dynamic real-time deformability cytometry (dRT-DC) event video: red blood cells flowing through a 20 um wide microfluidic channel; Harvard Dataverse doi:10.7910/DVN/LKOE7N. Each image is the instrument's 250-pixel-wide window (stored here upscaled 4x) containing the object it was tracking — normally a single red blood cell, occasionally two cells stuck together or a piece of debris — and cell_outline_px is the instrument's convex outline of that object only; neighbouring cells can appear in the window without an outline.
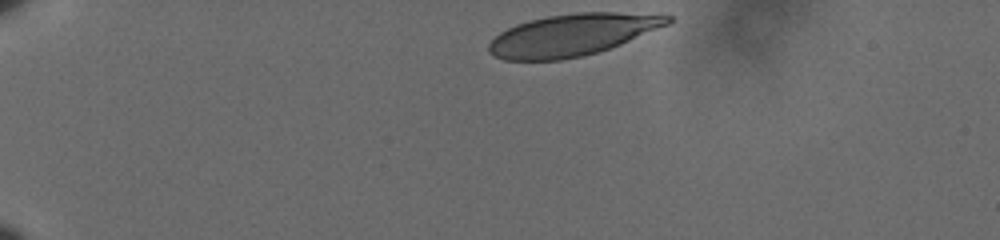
{"species": "human", "species_latin": "Homo sapiens", "temperature_condition": "cold", "stored_images_in_passage": 7, "camera_frame_rate_fps": 3000, "um_per_image_px": 0.085, "donor": {"sex": "male"}, "frame": {"image": 1, "passage_image": 1, "time_ms": 0.0, "image_size_px": [1000, 240], "cell_outline_px": [[672, 20], [668, 24], [620, 44], [596, 52], [580, 56], [560, 60], [504, 60], [488, 52], [488, 44], [500, 32], [516, 24], [528, 20], [548, 16], [576, 12], [616, 12], [672, 16]], "centroid_in_image_um": [48.59, 2.96], "position_along_channel_um": 36.4, "area_um2": 43.12}}
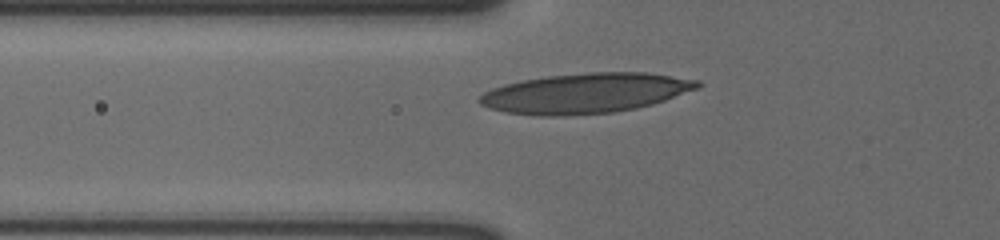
{"frame": {"image": 2, "passage_image": 6, "time_ms": 1.667, "image_size_px": [1000, 240], "cell_outline_px": [[700, 88], [652, 104], [636, 108], [612, 112], [556, 116], [540, 116], [504, 112], [488, 108], [480, 104], [476, 100], [484, 92], [492, 88], [504, 84], [544, 76], [588, 72], [648, 72], [700, 80]], "centroid_in_image_um": [49.75, 7.91], "position_along_channel_um": 76.1, "area_um2": 50.98}}